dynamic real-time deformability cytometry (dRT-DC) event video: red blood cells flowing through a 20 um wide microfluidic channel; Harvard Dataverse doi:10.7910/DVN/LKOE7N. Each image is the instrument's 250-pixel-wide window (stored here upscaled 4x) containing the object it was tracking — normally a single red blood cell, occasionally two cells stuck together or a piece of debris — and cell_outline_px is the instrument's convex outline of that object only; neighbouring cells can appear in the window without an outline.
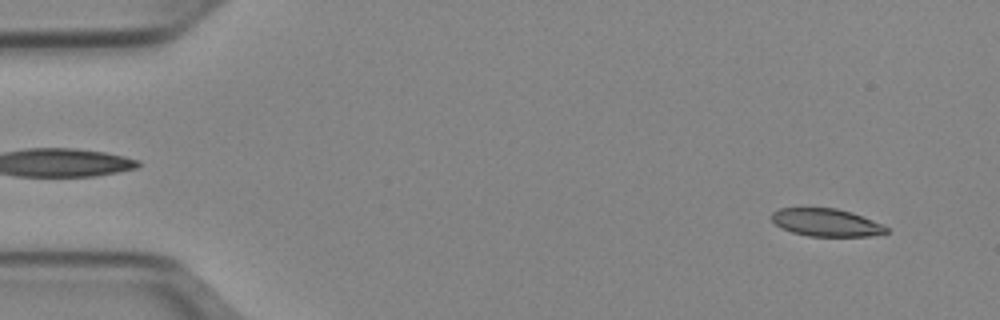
{"species": "Egyptian fruit bat (a non-hibernating species)", "species_latin": "Rousettus aegyptiacus", "temperature_condition": "cold", "stored_images_in_passage": 51, "camera_frame_rate_fps": 3000, "um_per_image_px": 0.085, "animal": {"sex": "female"}, "frame": {"image": 1, "passage_image": 4, "time_ms": 1.0, "image_size_px": [1000, 320], "cell_outline_px": [[888, 232], [868, 236], [808, 236], [792, 232], [776, 224], [772, 220], [772, 212], [780, 208], [836, 208], [852, 212], [880, 224], [888, 228]], "centroid_in_image_um": [70.21, 18.91], "position_along_channel_um": 14.8, "area_um2": 18.21}}
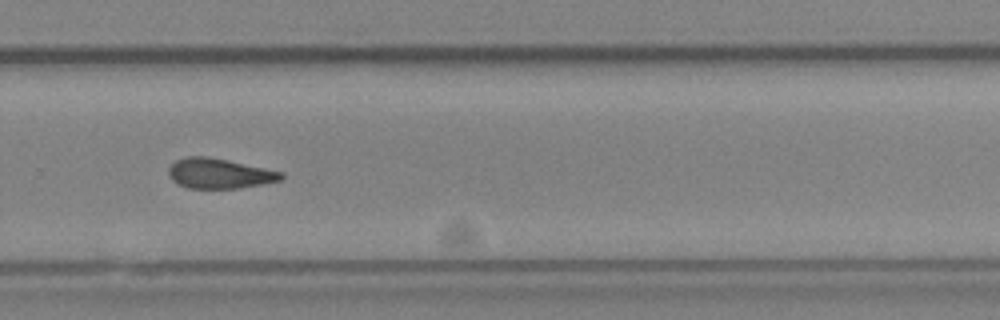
{"frame": {"image": 2, "passage_image": 35, "time_ms": 11.333, "image_size_px": [1000, 320], "cell_outline_px": [[284, 176], [280, 180], [264, 184], [240, 188], [188, 188], [172, 180], [168, 172], [168, 168], [176, 160], [184, 156], [208, 156], [284, 172]], "centroid_in_image_um": [18.65, 14.74], "position_along_channel_um": 311.2, "area_um2": 19.71}}
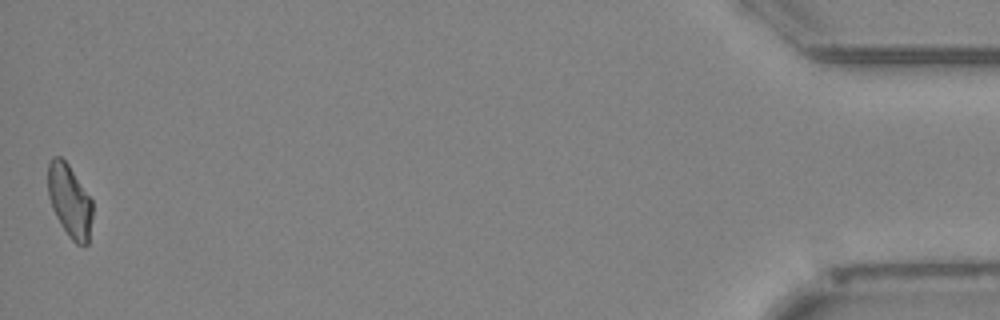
{"frame": {"image": 3, "passage_image": 51, "time_ms": 16.667, "image_size_px": [1000, 320], "cell_outline_px": [[92, 216], [88, 244], [76, 244], [68, 236], [56, 216], [52, 208], [48, 196], [48, 164], [52, 156], [60, 156], [68, 164], [92, 200]], "centroid_in_image_um": [5.91, 17.07], "position_along_channel_um": 429.3, "area_um2": 18.79}, "authors_computed_cell_mechanics": {"area_um2": 20.0566, "velocity_mm_per_s": 3.9501, "shape_relaxation_time_tau1_ms": null, "shape_relaxation_time_tau2_ms": 2.6132, "deformation_change_tau1": null, "deformation_change_tau2": 0.0899}}